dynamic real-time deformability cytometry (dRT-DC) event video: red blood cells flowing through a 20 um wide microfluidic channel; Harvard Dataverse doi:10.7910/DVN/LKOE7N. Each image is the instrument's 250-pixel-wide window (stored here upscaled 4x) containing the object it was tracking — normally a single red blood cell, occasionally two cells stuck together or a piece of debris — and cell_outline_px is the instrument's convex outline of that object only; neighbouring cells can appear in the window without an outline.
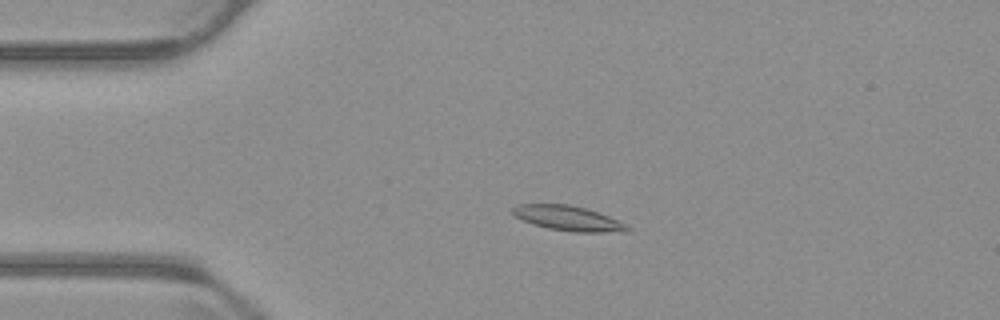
{"species": "common noctule bat (a hibernating species)", "species_latin": "Nyctalus noctula", "temperature_condition": "warm", "stored_images_in_passage": 55, "camera_frame_rate_fps": 3000, "um_per_image_px": 0.085, "animal": {"sex": "male", "body_mass_g": 23.1, "forearm_length_mm": 52.7}, "frame": {"image": 1, "passage_image": 12, "time_ms": 3.667, "image_size_px": [1000, 320], "cell_outline_px": [[632, 232], [572, 232], [548, 228], [532, 224], [516, 216], [512, 212], [512, 208], [516, 204], [568, 204], [584, 208], [608, 216], [628, 224], [632, 228]], "centroid_in_image_um": [48.35, 18.57], "position_along_channel_um": 36.6, "area_um2": 16.7}}
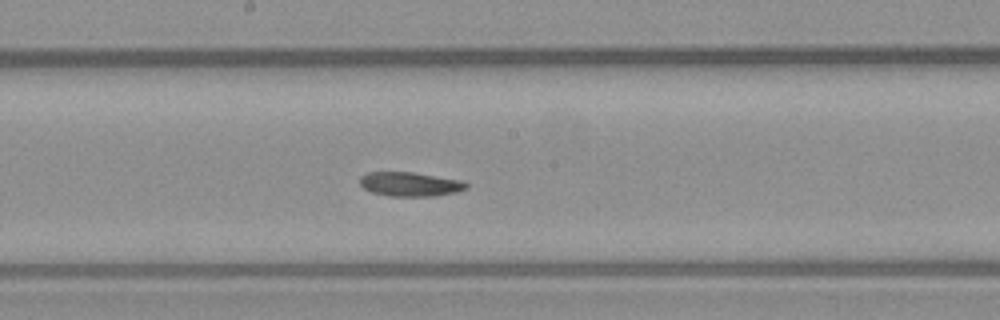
{"frame": {"image": 2, "passage_image": 29, "time_ms": 9.333, "image_size_px": [1000, 320], "cell_outline_px": [[468, 188], [456, 192], [436, 196], [388, 196], [372, 192], [364, 188], [360, 184], [360, 176], [368, 172], [412, 172], [464, 180], [468, 184]], "centroid_in_image_um": [34.89, 15.65], "position_along_channel_um": 213.3, "area_um2": 15.14}}
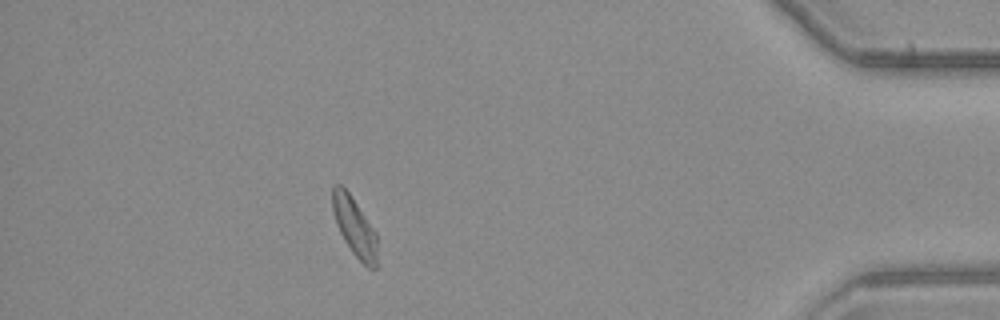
{"frame": {"image": 3, "passage_image": 49, "time_ms": 16.0, "image_size_px": [1000, 320], "cell_outline_px": [[376, 268], [368, 268], [352, 252], [344, 240], [336, 224], [332, 212], [332, 188], [336, 184], [340, 184], [348, 192], [376, 232]], "centroid_in_image_um": [30.11, 19.27], "position_along_channel_um": 405.1, "area_um2": 15.03}, "authors_computed_cell_mechanics": {"area_um2": 15.6638, "velocity_mm_per_s": 3.6971, "shape_relaxation_time_tau1_ms": 9.6553, "shape_relaxation_time_tau2_ms": null, "deformation_change_tau1": 0.2088, "deformation_change_tau2": null}}